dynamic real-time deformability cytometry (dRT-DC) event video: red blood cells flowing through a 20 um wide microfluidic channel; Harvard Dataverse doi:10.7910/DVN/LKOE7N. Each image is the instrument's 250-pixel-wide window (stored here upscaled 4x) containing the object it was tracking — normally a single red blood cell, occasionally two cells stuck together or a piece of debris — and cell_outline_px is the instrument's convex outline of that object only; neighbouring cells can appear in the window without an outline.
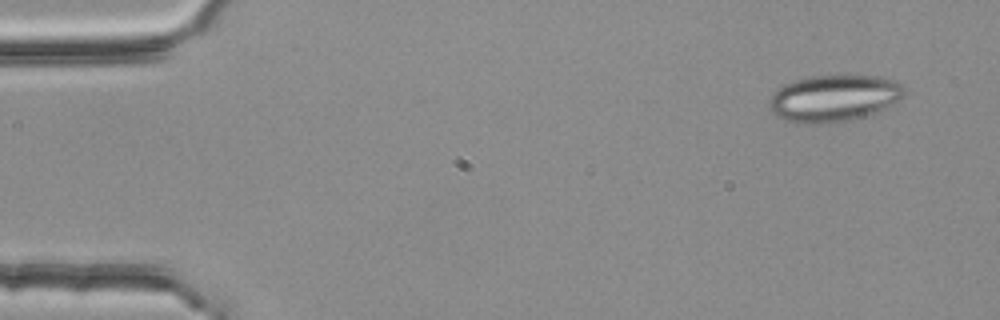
{"species": "common noctule bat (a hibernating species)", "species_latin": "Nyctalus noctula", "temperature_condition": "room temperature", "stored_images_in_passage": 4, "segment_of_instrument_passage": [1, 2], "camera_frame_rate_fps": 3000, "um_per_image_px": 0.085, "animal": {"sex": "female", "body_mass_g": 25.1}, "frame": {"image": 1, "passage_image": 1, "time_ms": 0.0, "image_size_px": [1000, 320], "cell_outline_px": [[908, 92], [900, 100], [876, 112], [852, 120], [820, 124], [792, 124], [776, 116], [768, 108], [768, 100], [772, 92], [784, 84], [796, 80], [812, 76], [880, 76], [896, 80]], "centroid_in_image_um": [70.85, 8.37], "position_along_channel_um": 14.2, "area_um2": 37.34}}